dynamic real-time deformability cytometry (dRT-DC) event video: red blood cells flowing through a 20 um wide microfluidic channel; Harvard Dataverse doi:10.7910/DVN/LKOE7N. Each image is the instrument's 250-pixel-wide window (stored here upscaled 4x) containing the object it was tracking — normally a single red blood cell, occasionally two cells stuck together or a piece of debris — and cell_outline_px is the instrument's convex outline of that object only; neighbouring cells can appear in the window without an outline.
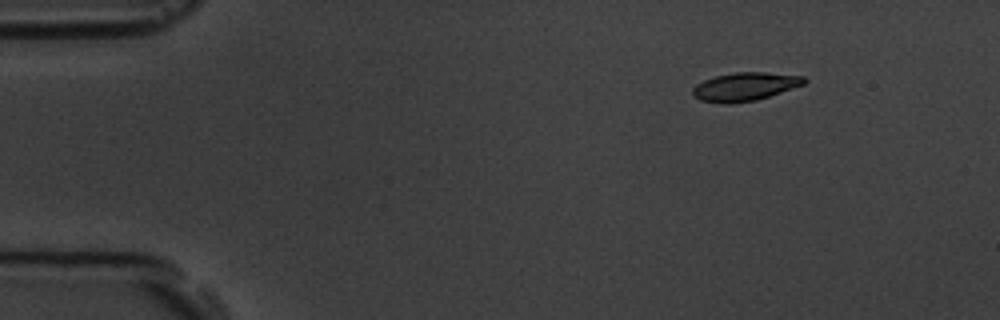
{"species": "common noctule bat (a hibernating species)", "species_latin": "Nyctalus noctula", "temperature_condition": "room temperature", "stored_images_in_passage": 4, "camera_frame_rate_fps": 3000, "um_per_image_px": 0.085, "animal": {"sex": "male", "body_mass_g": 19.5, "forearm_length_mm": 54.6}, "frame": {"image": 1, "passage_image": 1, "time_ms": 0.0, "image_size_px": [1000, 320], "cell_outline_px": [[808, 80], [804, 84], [756, 100], [728, 104], [724, 104], [700, 100], [692, 96], [692, 88], [696, 84], [704, 80], [716, 76], [736, 72], [764, 72], [804, 76]], "centroid_in_image_um": [63.29, 7.36], "position_along_channel_um": 21.7, "area_um2": 18.38}}
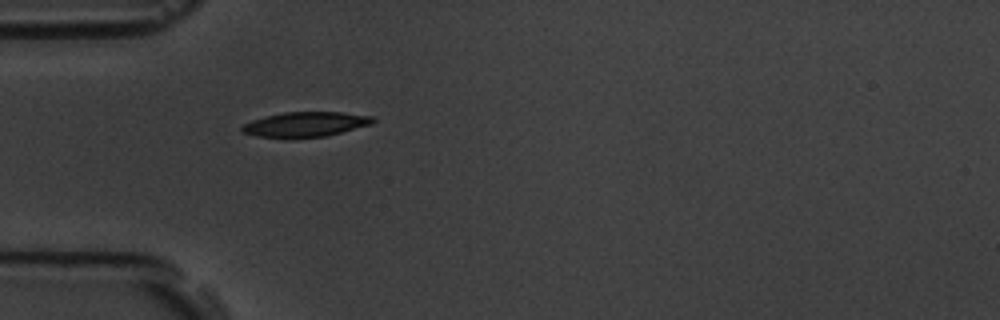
{"frame": {"image": 2, "passage_image": 4, "time_ms": 3.333, "image_size_px": [1000, 320], "cell_outline_px": [[376, 120], [372, 124], [328, 136], [288, 140], [284, 140], [256, 136], [244, 132], [240, 128], [244, 124], [252, 120], [264, 116], [284, 112], [340, 112], [376, 116]], "centroid_in_image_um": [25.97, 10.6], "position_along_channel_um": 59.0, "area_um2": 19.71}}